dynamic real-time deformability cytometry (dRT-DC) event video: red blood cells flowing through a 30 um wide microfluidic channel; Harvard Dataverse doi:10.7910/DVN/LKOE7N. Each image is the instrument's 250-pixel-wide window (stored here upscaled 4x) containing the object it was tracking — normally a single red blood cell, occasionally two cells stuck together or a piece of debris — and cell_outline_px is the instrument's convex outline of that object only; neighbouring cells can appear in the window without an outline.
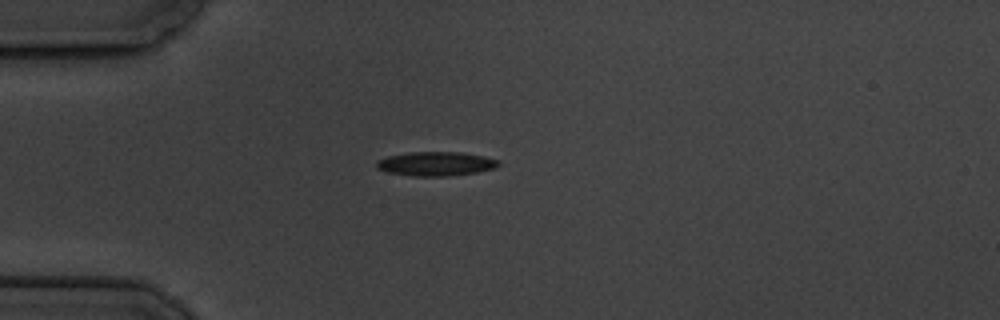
{"species": "common noctule bat (a hibernating species)", "species_latin": "Nyctalus noctula", "temperature_condition": "cold", "stored_images_in_passage": 6, "camera_frame_rate_fps": 3000, "um_per_image_px": 0.085, "animal": {"sex": "male", "body_mass_g": 19.5, "forearm_length_mm": 54.6}, "frame": {"image": 1, "passage_image": 2, "time_ms": 1.0, "image_size_px": [1000, 320], "cell_outline_px": [[500, 164], [496, 168], [476, 172], [448, 176], [412, 176], [388, 172], [376, 168], [376, 160], [388, 156], [408, 152], [460, 152], [484, 156], [500, 160]], "centroid_in_image_um": [37.05, 13.92], "position_along_channel_um": 48.0, "area_um2": 17.22}}
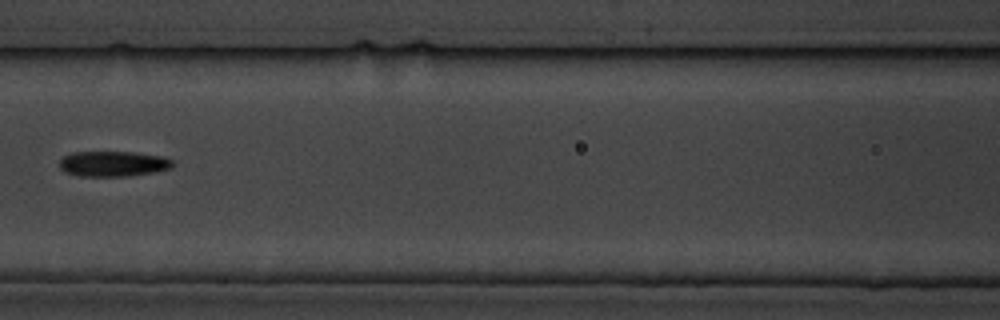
{"frame": {"image": 2, "passage_image": 5, "time_ms": 4.667, "image_size_px": [1000, 320], "cell_outline_px": [[172, 168], [156, 172], [124, 176], [76, 176], [64, 172], [60, 168], [60, 160], [64, 156], [72, 152], [136, 152], [164, 156], [172, 160]], "centroid_in_image_um": [9.62, 13.92], "position_along_channel_um": 157.0, "area_um2": 16.88}}
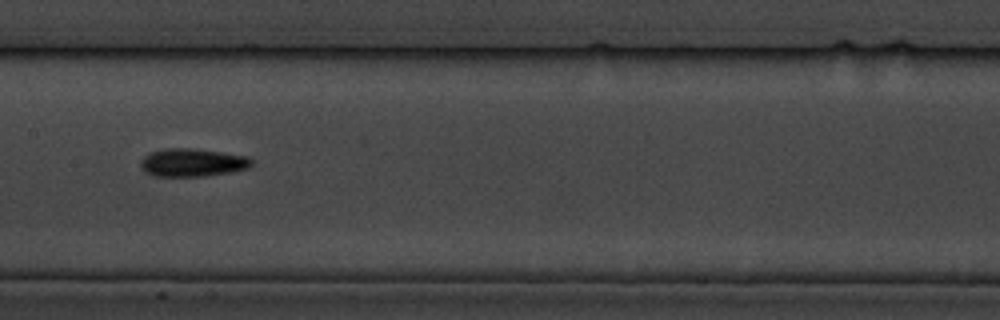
{"frame": {"image": 3, "passage_image": 6, "time_ms": 5.667, "image_size_px": [1000, 320], "cell_outline_px": [[252, 164], [248, 168], [232, 172], [204, 176], [156, 176], [144, 172], [140, 164], [140, 160], [148, 152], [164, 148], [192, 148], [224, 152], [248, 156], [252, 160]], "centroid_in_image_um": [16.34, 13.8], "position_along_channel_um": 191.1, "area_um2": 18.38}}